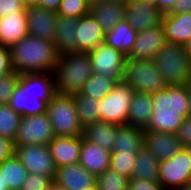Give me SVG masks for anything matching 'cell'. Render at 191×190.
I'll list each match as a JSON object with an SVG mask.
<instances>
[{
	"instance_id": "obj_10",
	"label": "cell",
	"mask_w": 191,
	"mask_h": 190,
	"mask_svg": "<svg viewBox=\"0 0 191 190\" xmlns=\"http://www.w3.org/2000/svg\"><path fill=\"white\" fill-rule=\"evenodd\" d=\"M191 158L186 147L171 159L159 162V182L167 188H185L191 182Z\"/></svg>"
},
{
	"instance_id": "obj_8",
	"label": "cell",
	"mask_w": 191,
	"mask_h": 190,
	"mask_svg": "<svg viewBox=\"0 0 191 190\" xmlns=\"http://www.w3.org/2000/svg\"><path fill=\"white\" fill-rule=\"evenodd\" d=\"M55 135L47 113L22 116L16 138L15 148L26 145H49Z\"/></svg>"
},
{
	"instance_id": "obj_25",
	"label": "cell",
	"mask_w": 191,
	"mask_h": 190,
	"mask_svg": "<svg viewBox=\"0 0 191 190\" xmlns=\"http://www.w3.org/2000/svg\"><path fill=\"white\" fill-rule=\"evenodd\" d=\"M118 125L96 121L83 130V138L112 153Z\"/></svg>"
},
{
	"instance_id": "obj_52",
	"label": "cell",
	"mask_w": 191,
	"mask_h": 190,
	"mask_svg": "<svg viewBox=\"0 0 191 190\" xmlns=\"http://www.w3.org/2000/svg\"><path fill=\"white\" fill-rule=\"evenodd\" d=\"M185 48H186V51L188 52V54L190 55V58H191V38H190V40L185 44Z\"/></svg>"
},
{
	"instance_id": "obj_46",
	"label": "cell",
	"mask_w": 191,
	"mask_h": 190,
	"mask_svg": "<svg viewBox=\"0 0 191 190\" xmlns=\"http://www.w3.org/2000/svg\"><path fill=\"white\" fill-rule=\"evenodd\" d=\"M61 0H38V6L57 13Z\"/></svg>"
},
{
	"instance_id": "obj_47",
	"label": "cell",
	"mask_w": 191,
	"mask_h": 190,
	"mask_svg": "<svg viewBox=\"0 0 191 190\" xmlns=\"http://www.w3.org/2000/svg\"><path fill=\"white\" fill-rule=\"evenodd\" d=\"M175 2L176 0H158L155 7L163 14H167L173 9Z\"/></svg>"
},
{
	"instance_id": "obj_6",
	"label": "cell",
	"mask_w": 191,
	"mask_h": 190,
	"mask_svg": "<svg viewBox=\"0 0 191 190\" xmlns=\"http://www.w3.org/2000/svg\"><path fill=\"white\" fill-rule=\"evenodd\" d=\"M122 80L135 92L152 94L167 87L154 60L126 58Z\"/></svg>"
},
{
	"instance_id": "obj_16",
	"label": "cell",
	"mask_w": 191,
	"mask_h": 190,
	"mask_svg": "<svg viewBox=\"0 0 191 190\" xmlns=\"http://www.w3.org/2000/svg\"><path fill=\"white\" fill-rule=\"evenodd\" d=\"M53 181L66 190H86L96 185V176L75 163L57 168Z\"/></svg>"
},
{
	"instance_id": "obj_14",
	"label": "cell",
	"mask_w": 191,
	"mask_h": 190,
	"mask_svg": "<svg viewBox=\"0 0 191 190\" xmlns=\"http://www.w3.org/2000/svg\"><path fill=\"white\" fill-rule=\"evenodd\" d=\"M143 145L149 149L159 162L171 159L184 147L176 133L144 130Z\"/></svg>"
},
{
	"instance_id": "obj_31",
	"label": "cell",
	"mask_w": 191,
	"mask_h": 190,
	"mask_svg": "<svg viewBox=\"0 0 191 190\" xmlns=\"http://www.w3.org/2000/svg\"><path fill=\"white\" fill-rule=\"evenodd\" d=\"M0 173L8 190H20L29 174L16 154L0 164Z\"/></svg>"
},
{
	"instance_id": "obj_4",
	"label": "cell",
	"mask_w": 191,
	"mask_h": 190,
	"mask_svg": "<svg viewBox=\"0 0 191 190\" xmlns=\"http://www.w3.org/2000/svg\"><path fill=\"white\" fill-rule=\"evenodd\" d=\"M153 60L167 86L191 82V58L185 45L166 41Z\"/></svg>"
},
{
	"instance_id": "obj_19",
	"label": "cell",
	"mask_w": 191,
	"mask_h": 190,
	"mask_svg": "<svg viewBox=\"0 0 191 190\" xmlns=\"http://www.w3.org/2000/svg\"><path fill=\"white\" fill-rule=\"evenodd\" d=\"M48 146L57 168L79 163L82 148V136H55Z\"/></svg>"
},
{
	"instance_id": "obj_3",
	"label": "cell",
	"mask_w": 191,
	"mask_h": 190,
	"mask_svg": "<svg viewBox=\"0 0 191 190\" xmlns=\"http://www.w3.org/2000/svg\"><path fill=\"white\" fill-rule=\"evenodd\" d=\"M53 74L56 93L63 95L80 93L84 83L93 74L88 53L75 51L58 56Z\"/></svg>"
},
{
	"instance_id": "obj_30",
	"label": "cell",
	"mask_w": 191,
	"mask_h": 190,
	"mask_svg": "<svg viewBox=\"0 0 191 190\" xmlns=\"http://www.w3.org/2000/svg\"><path fill=\"white\" fill-rule=\"evenodd\" d=\"M131 178L144 180H159V160L144 145L137 152Z\"/></svg>"
},
{
	"instance_id": "obj_24",
	"label": "cell",
	"mask_w": 191,
	"mask_h": 190,
	"mask_svg": "<svg viewBox=\"0 0 191 190\" xmlns=\"http://www.w3.org/2000/svg\"><path fill=\"white\" fill-rule=\"evenodd\" d=\"M162 25L167 41L185 45L191 38V12L164 14Z\"/></svg>"
},
{
	"instance_id": "obj_35",
	"label": "cell",
	"mask_w": 191,
	"mask_h": 190,
	"mask_svg": "<svg viewBox=\"0 0 191 190\" xmlns=\"http://www.w3.org/2000/svg\"><path fill=\"white\" fill-rule=\"evenodd\" d=\"M130 178L108 168L96 177L99 190H128Z\"/></svg>"
},
{
	"instance_id": "obj_7",
	"label": "cell",
	"mask_w": 191,
	"mask_h": 190,
	"mask_svg": "<svg viewBox=\"0 0 191 190\" xmlns=\"http://www.w3.org/2000/svg\"><path fill=\"white\" fill-rule=\"evenodd\" d=\"M134 92L123 80L117 82L112 91L99 100L100 120L118 126L126 125Z\"/></svg>"
},
{
	"instance_id": "obj_48",
	"label": "cell",
	"mask_w": 191,
	"mask_h": 190,
	"mask_svg": "<svg viewBox=\"0 0 191 190\" xmlns=\"http://www.w3.org/2000/svg\"><path fill=\"white\" fill-rule=\"evenodd\" d=\"M91 1H100V2H113L121 5H125L129 0H91Z\"/></svg>"
},
{
	"instance_id": "obj_50",
	"label": "cell",
	"mask_w": 191,
	"mask_h": 190,
	"mask_svg": "<svg viewBox=\"0 0 191 190\" xmlns=\"http://www.w3.org/2000/svg\"><path fill=\"white\" fill-rule=\"evenodd\" d=\"M0 190H8V188L6 186V183L4 182L1 173H0Z\"/></svg>"
},
{
	"instance_id": "obj_2",
	"label": "cell",
	"mask_w": 191,
	"mask_h": 190,
	"mask_svg": "<svg viewBox=\"0 0 191 190\" xmlns=\"http://www.w3.org/2000/svg\"><path fill=\"white\" fill-rule=\"evenodd\" d=\"M13 70L19 74L53 73L58 55L54 42L27 35L11 48Z\"/></svg>"
},
{
	"instance_id": "obj_55",
	"label": "cell",
	"mask_w": 191,
	"mask_h": 190,
	"mask_svg": "<svg viewBox=\"0 0 191 190\" xmlns=\"http://www.w3.org/2000/svg\"><path fill=\"white\" fill-rule=\"evenodd\" d=\"M164 190H186V188H167Z\"/></svg>"
},
{
	"instance_id": "obj_58",
	"label": "cell",
	"mask_w": 191,
	"mask_h": 190,
	"mask_svg": "<svg viewBox=\"0 0 191 190\" xmlns=\"http://www.w3.org/2000/svg\"><path fill=\"white\" fill-rule=\"evenodd\" d=\"M185 188L186 190H191V182Z\"/></svg>"
},
{
	"instance_id": "obj_32",
	"label": "cell",
	"mask_w": 191,
	"mask_h": 190,
	"mask_svg": "<svg viewBox=\"0 0 191 190\" xmlns=\"http://www.w3.org/2000/svg\"><path fill=\"white\" fill-rule=\"evenodd\" d=\"M77 115L83 128L100 121L99 100L81 93L73 95Z\"/></svg>"
},
{
	"instance_id": "obj_15",
	"label": "cell",
	"mask_w": 191,
	"mask_h": 190,
	"mask_svg": "<svg viewBox=\"0 0 191 190\" xmlns=\"http://www.w3.org/2000/svg\"><path fill=\"white\" fill-rule=\"evenodd\" d=\"M57 14L38 5L26 7L28 35L54 41Z\"/></svg>"
},
{
	"instance_id": "obj_53",
	"label": "cell",
	"mask_w": 191,
	"mask_h": 190,
	"mask_svg": "<svg viewBox=\"0 0 191 190\" xmlns=\"http://www.w3.org/2000/svg\"><path fill=\"white\" fill-rule=\"evenodd\" d=\"M49 190H66V189H64V188H62V187H60V186H58V185L55 184V183H53V184L51 185V187L49 188Z\"/></svg>"
},
{
	"instance_id": "obj_45",
	"label": "cell",
	"mask_w": 191,
	"mask_h": 190,
	"mask_svg": "<svg viewBox=\"0 0 191 190\" xmlns=\"http://www.w3.org/2000/svg\"><path fill=\"white\" fill-rule=\"evenodd\" d=\"M191 12V0H176L173 9L167 14H181Z\"/></svg>"
},
{
	"instance_id": "obj_21",
	"label": "cell",
	"mask_w": 191,
	"mask_h": 190,
	"mask_svg": "<svg viewBox=\"0 0 191 190\" xmlns=\"http://www.w3.org/2000/svg\"><path fill=\"white\" fill-rule=\"evenodd\" d=\"M111 152L87 141L82 136L79 163L96 177L110 168Z\"/></svg>"
},
{
	"instance_id": "obj_38",
	"label": "cell",
	"mask_w": 191,
	"mask_h": 190,
	"mask_svg": "<svg viewBox=\"0 0 191 190\" xmlns=\"http://www.w3.org/2000/svg\"><path fill=\"white\" fill-rule=\"evenodd\" d=\"M20 74L13 71L0 78V105L8 104L16 86L19 82Z\"/></svg>"
},
{
	"instance_id": "obj_37",
	"label": "cell",
	"mask_w": 191,
	"mask_h": 190,
	"mask_svg": "<svg viewBox=\"0 0 191 190\" xmlns=\"http://www.w3.org/2000/svg\"><path fill=\"white\" fill-rule=\"evenodd\" d=\"M91 0H61L57 15L76 19L89 14Z\"/></svg>"
},
{
	"instance_id": "obj_13",
	"label": "cell",
	"mask_w": 191,
	"mask_h": 190,
	"mask_svg": "<svg viewBox=\"0 0 191 190\" xmlns=\"http://www.w3.org/2000/svg\"><path fill=\"white\" fill-rule=\"evenodd\" d=\"M166 41L162 24L139 31L133 49L127 58L153 60Z\"/></svg>"
},
{
	"instance_id": "obj_54",
	"label": "cell",
	"mask_w": 191,
	"mask_h": 190,
	"mask_svg": "<svg viewBox=\"0 0 191 190\" xmlns=\"http://www.w3.org/2000/svg\"><path fill=\"white\" fill-rule=\"evenodd\" d=\"M142 1H144L146 3H150V4H153V5H156L158 0H142Z\"/></svg>"
},
{
	"instance_id": "obj_56",
	"label": "cell",
	"mask_w": 191,
	"mask_h": 190,
	"mask_svg": "<svg viewBox=\"0 0 191 190\" xmlns=\"http://www.w3.org/2000/svg\"><path fill=\"white\" fill-rule=\"evenodd\" d=\"M86 190H99V189H98L97 185H95V186L91 187L90 189H86Z\"/></svg>"
},
{
	"instance_id": "obj_5",
	"label": "cell",
	"mask_w": 191,
	"mask_h": 190,
	"mask_svg": "<svg viewBox=\"0 0 191 190\" xmlns=\"http://www.w3.org/2000/svg\"><path fill=\"white\" fill-rule=\"evenodd\" d=\"M46 113L55 136H83L84 128L77 115L73 95L55 93L47 103Z\"/></svg>"
},
{
	"instance_id": "obj_22",
	"label": "cell",
	"mask_w": 191,
	"mask_h": 190,
	"mask_svg": "<svg viewBox=\"0 0 191 190\" xmlns=\"http://www.w3.org/2000/svg\"><path fill=\"white\" fill-rule=\"evenodd\" d=\"M89 13L106 33L118 23L125 21L126 8L125 5L113 2L91 1Z\"/></svg>"
},
{
	"instance_id": "obj_43",
	"label": "cell",
	"mask_w": 191,
	"mask_h": 190,
	"mask_svg": "<svg viewBox=\"0 0 191 190\" xmlns=\"http://www.w3.org/2000/svg\"><path fill=\"white\" fill-rule=\"evenodd\" d=\"M13 71L10 48L0 45V78Z\"/></svg>"
},
{
	"instance_id": "obj_1",
	"label": "cell",
	"mask_w": 191,
	"mask_h": 190,
	"mask_svg": "<svg viewBox=\"0 0 191 190\" xmlns=\"http://www.w3.org/2000/svg\"><path fill=\"white\" fill-rule=\"evenodd\" d=\"M151 97L153 114L144 130L176 133L190 114L187 85L167 86Z\"/></svg>"
},
{
	"instance_id": "obj_23",
	"label": "cell",
	"mask_w": 191,
	"mask_h": 190,
	"mask_svg": "<svg viewBox=\"0 0 191 190\" xmlns=\"http://www.w3.org/2000/svg\"><path fill=\"white\" fill-rule=\"evenodd\" d=\"M78 19L57 15L54 45L58 56L76 51V28Z\"/></svg>"
},
{
	"instance_id": "obj_36",
	"label": "cell",
	"mask_w": 191,
	"mask_h": 190,
	"mask_svg": "<svg viewBox=\"0 0 191 190\" xmlns=\"http://www.w3.org/2000/svg\"><path fill=\"white\" fill-rule=\"evenodd\" d=\"M137 152H112L110 168L128 178L132 177Z\"/></svg>"
},
{
	"instance_id": "obj_39",
	"label": "cell",
	"mask_w": 191,
	"mask_h": 190,
	"mask_svg": "<svg viewBox=\"0 0 191 190\" xmlns=\"http://www.w3.org/2000/svg\"><path fill=\"white\" fill-rule=\"evenodd\" d=\"M53 180L44 175L29 173L20 190H49Z\"/></svg>"
},
{
	"instance_id": "obj_49",
	"label": "cell",
	"mask_w": 191,
	"mask_h": 190,
	"mask_svg": "<svg viewBox=\"0 0 191 190\" xmlns=\"http://www.w3.org/2000/svg\"><path fill=\"white\" fill-rule=\"evenodd\" d=\"M25 7L38 5V0H22Z\"/></svg>"
},
{
	"instance_id": "obj_18",
	"label": "cell",
	"mask_w": 191,
	"mask_h": 190,
	"mask_svg": "<svg viewBox=\"0 0 191 190\" xmlns=\"http://www.w3.org/2000/svg\"><path fill=\"white\" fill-rule=\"evenodd\" d=\"M75 39L76 51L89 52L104 42L105 32L89 13L78 19Z\"/></svg>"
},
{
	"instance_id": "obj_28",
	"label": "cell",
	"mask_w": 191,
	"mask_h": 190,
	"mask_svg": "<svg viewBox=\"0 0 191 190\" xmlns=\"http://www.w3.org/2000/svg\"><path fill=\"white\" fill-rule=\"evenodd\" d=\"M144 129L132 125L117 127L112 152H138L143 146Z\"/></svg>"
},
{
	"instance_id": "obj_11",
	"label": "cell",
	"mask_w": 191,
	"mask_h": 190,
	"mask_svg": "<svg viewBox=\"0 0 191 190\" xmlns=\"http://www.w3.org/2000/svg\"><path fill=\"white\" fill-rule=\"evenodd\" d=\"M15 154L30 174L55 178L57 167L47 145L17 146Z\"/></svg>"
},
{
	"instance_id": "obj_42",
	"label": "cell",
	"mask_w": 191,
	"mask_h": 190,
	"mask_svg": "<svg viewBox=\"0 0 191 190\" xmlns=\"http://www.w3.org/2000/svg\"><path fill=\"white\" fill-rule=\"evenodd\" d=\"M176 136L184 147L191 146V114L184 118L183 123L176 132Z\"/></svg>"
},
{
	"instance_id": "obj_20",
	"label": "cell",
	"mask_w": 191,
	"mask_h": 190,
	"mask_svg": "<svg viewBox=\"0 0 191 190\" xmlns=\"http://www.w3.org/2000/svg\"><path fill=\"white\" fill-rule=\"evenodd\" d=\"M26 9L23 12L0 17V45L11 48L28 35Z\"/></svg>"
},
{
	"instance_id": "obj_33",
	"label": "cell",
	"mask_w": 191,
	"mask_h": 190,
	"mask_svg": "<svg viewBox=\"0 0 191 190\" xmlns=\"http://www.w3.org/2000/svg\"><path fill=\"white\" fill-rule=\"evenodd\" d=\"M117 81L99 74L93 73L84 83L80 93L97 100L104 98L114 88Z\"/></svg>"
},
{
	"instance_id": "obj_34",
	"label": "cell",
	"mask_w": 191,
	"mask_h": 190,
	"mask_svg": "<svg viewBox=\"0 0 191 190\" xmlns=\"http://www.w3.org/2000/svg\"><path fill=\"white\" fill-rule=\"evenodd\" d=\"M22 116L8 104L0 105V135L15 140Z\"/></svg>"
},
{
	"instance_id": "obj_9",
	"label": "cell",
	"mask_w": 191,
	"mask_h": 190,
	"mask_svg": "<svg viewBox=\"0 0 191 190\" xmlns=\"http://www.w3.org/2000/svg\"><path fill=\"white\" fill-rule=\"evenodd\" d=\"M87 53L93 73L115 79L117 82L122 80L127 56L105 42Z\"/></svg>"
},
{
	"instance_id": "obj_17",
	"label": "cell",
	"mask_w": 191,
	"mask_h": 190,
	"mask_svg": "<svg viewBox=\"0 0 191 190\" xmlns=\"http://www.w3.org/2000/svg\"><path fill=\"white\" fill-rule=\"evenodd\" d=\"M18 84L25 92L24 96L36 97L46 103L56 93L53 73L20 74Z\"/></svg>"
},
{
	"instance_id": "obj_57",
	"label": "cell",
	"mask_w": 191,
	"mask_h": 190,
	"mask_svg": "<svg viewBox=\"0 0 191 190\" xmlns=\"http://www.w3.org/2000/svg\"><path fill=\"white\" fill-rule=\"evenodd\" d=\"M186 148H187V150H188V152H189V154H190V158H191V146H186ZM191 163V162H190Z\"/></svg>"
},
{
	"instance_id": "obj_26",
	"label": "cell",
	"mask_w": 191,
	"mask_h": 190,
	"mask_svg": "<svg viewBox=\"0 0 191 190\" xmlns=\"http://www.w3.org/2000/svg\"><path fill=\"white\" fill-rule=\"evenodd\" d=\"M137 31L125 20L105 33L104 42L129 56L136 41Z\"/></svg>"
},
{
	"instance_id": "obj_44",
	"label": "cell",
	"mask_w": 191,
	"mask_h": 190,
	"mask_svg": "<svg viewBox=\"0 0 191 190\" xmlns=\"http://www.w3.org/2000/svg\"><path fill=\"white\" fill-rule=\"evenodd\" d=\"M15 154V144L10 138L0 135V164Z\"/></svg>"
},
{
	"instance_id": "obj_29",
	"label": "cell",
	"mask_w": 191,
	"mask_h": 190,
	"mask_svg": "<svg viewBox=\"0 0 191 190\" xmlns=\"http://www.w3.org/2000/svg\"><path fill=\"white\" fill-rule=\"evenodd\" d=\"M22 87L18 84L8 102V105L21 116L46 113L47 103L36 97L24 96Z\"/></svg>"
},
{
	"instance_id": "obj_51",
	"label": "cell",
	"mask_w": 191,
	"mask_h": 190,
	"mask_svg": "<svg viewBox=\"0 0 191 190\" xmlns=\"http://www.w3.org/2000/svg\"><path fill=\"white\" fill-rule=\"evenodd\" d=\"M187 90H188V96H189V102H190V114H191V82L187 84Z\"/></svg>"
},
{
	"instance_id": "obj_12",
	"label": "cell",
	"mask_w": 191,
	"mask_h": 190,
	"mask_svg": "<svg viewBox=\"0 0 191 190\" xmlns=\"http://www.w3.org/2000/svg\"><path fill=\"white\" fill-rule=\"evenodd\" d=\"M125 20L137 31L162 24L163 13L155 5L142 0H129L125 4Z\"/></svg>"
},
{
	"instance_id": "obj_41",
	"label": "cell",
	"mask_w": 191,
	"mask_h": 190,
	"mask_svg": "<svg viewBox=\"0 0 191 190\" xmlns=\"http://www.w3.org/2000/svg\"><path fill=\"white\" fill-rule=\"evenodd\" d=\"M25 9L22 0H0V17L20 13Z\"/></svg>"
},
{
	"instance_id": "obj_40",
	"label": "cell",
	"mask_w": 191,
	"mask_h": 190,
	"mask_svg": "<svg viewBox=\"0 0 191 190\" xmlns=\"http://www.w3.org/2000/svg\"><path fill=\"white\" fill-rule=\"evenodd\" d=\"M128 190H164L159 181L130 178Z\"/></svg>"
},
{
	"instance_id": "obj_27",
	"label": "cell",
	"mask_w": 191,
	"mask_h": 190,
	"mask_svg": "<svg viewBox=\"0 0 191 190\" xmlns=\"http://www.w3.org/2000/svg\"><path fill=\"white\" fill-rule=\"evenodd\" d=\"M152 106L150 93L134 92L131 99L127 124L145 129L153 114Z\"/></svg>"
}]
</instances>
